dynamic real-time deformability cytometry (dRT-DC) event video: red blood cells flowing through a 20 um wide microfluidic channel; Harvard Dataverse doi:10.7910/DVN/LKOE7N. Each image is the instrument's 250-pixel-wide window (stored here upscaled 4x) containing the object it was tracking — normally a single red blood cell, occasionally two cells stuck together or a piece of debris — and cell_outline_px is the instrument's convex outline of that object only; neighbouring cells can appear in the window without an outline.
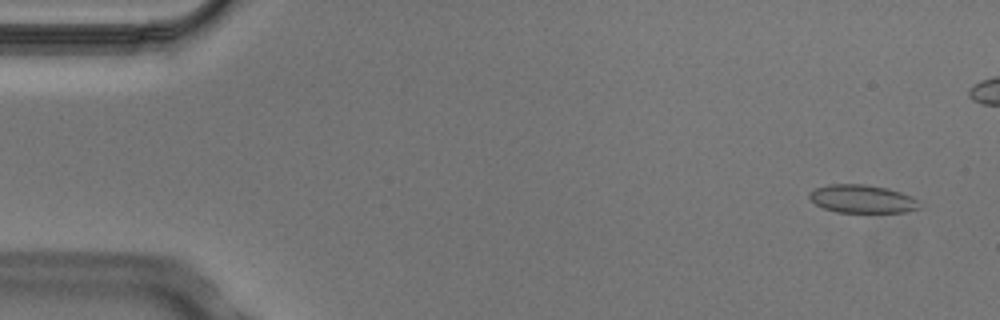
{"species": "Egyptian fruit bat (a non-hibernating species)", "species_latin": "Rousettus aegyptiacus", "temperature_condition": "cold", "stored_images_in_passage": 5, "camera_frame_rate_fps": 3000, "um_per_image_px": 0.085, "animal": {"sex": "male"}, "frame": {"image": 1, "passage_image": 1, "time_ms": 0.0, "image_size_px": [1000, 320], "cell_outline_px": [[920, 208], [908, 212], [836, 212], [824, 208], [816, 204], [808, 196], [808, 192], [816, 188], [828, 184], [864, 184], [888, 188], [912, 196], [920, 200]], "centroid_in_image_um": [73.32, 16.9], "position_along_channel_um": 11.7, "area_um2": 18.21}}